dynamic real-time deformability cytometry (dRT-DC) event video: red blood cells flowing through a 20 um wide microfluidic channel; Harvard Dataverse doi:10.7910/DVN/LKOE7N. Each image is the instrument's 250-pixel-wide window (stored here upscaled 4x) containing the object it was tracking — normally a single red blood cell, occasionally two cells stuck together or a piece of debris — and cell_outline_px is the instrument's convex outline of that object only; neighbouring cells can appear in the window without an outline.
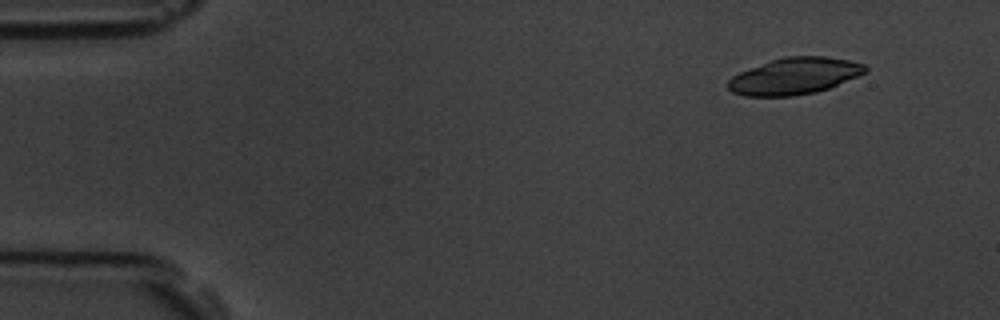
{"species": "common noctule bat (a hibernating species)", "species_latin": "Nyctalus noctula", "temperature_condition": "room temperature", "stored_images_in_passage": 4, "camera_frame_rate_fps": 3000, "um_per_image_px": 0.085, "animal": {"sex": "male", "body_mass_g": 19.5, "forearm_length_mm": 54.6}, "frame": {"image": 1, "passage_image": 2, "time_ms": 1.0, "image_size_px": [1000, 320], "cell_outline_px": [[868, 72], [828, 88], [816, 92], [792, 96], [744, 96], [732, 92], [724, 84], [732, 76], [740, 72], [772, 60], [784, 56], [824, 56], [848, 60], [864, 64], [868, 68]], "centroid_in_image_um": [67.52, 6.47], "position_along_channel_um": 17.5, "area_um2": 29.25}}